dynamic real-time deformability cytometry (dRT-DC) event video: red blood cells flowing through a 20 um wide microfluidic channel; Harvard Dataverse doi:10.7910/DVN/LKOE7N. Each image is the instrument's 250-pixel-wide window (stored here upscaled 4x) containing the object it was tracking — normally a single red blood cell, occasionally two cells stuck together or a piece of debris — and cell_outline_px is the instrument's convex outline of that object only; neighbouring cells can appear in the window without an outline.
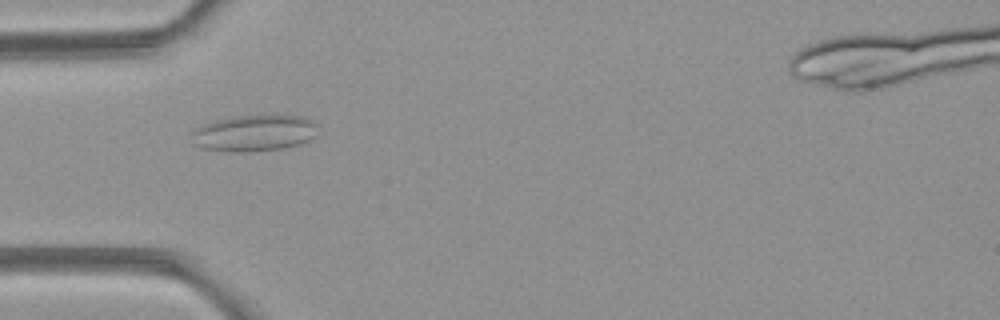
{"species": "common noctule bat (a hibernating species)", "species_latin": "Nyctalus noctula", "temperature_condition": "room temperature", "stored_images_in_passage": 1, "camera_frame_rate_fps": 3000, "um_per_image_px": 0.085, "animal": {"sex": "female", "body_mass_g": 21.9}, "frame": {"image": 1, "passage_image": 1, "time_ms": 0.0, "image_size_px": [1000, 320], "cell_outline_px": [[316, 136], [300, 144], [288, 148], [248, 152], [232, 152], [204, 148], [192, 144], [192, 132], [196, 128], [204, 124], [216, 120], [232, 116], [304, 116], [312, 120], [316, 124]], "centroid_in_image_um": [21.61, 11.33], "position_along_channel_um": 63.4, "area_um2": 26.82}}